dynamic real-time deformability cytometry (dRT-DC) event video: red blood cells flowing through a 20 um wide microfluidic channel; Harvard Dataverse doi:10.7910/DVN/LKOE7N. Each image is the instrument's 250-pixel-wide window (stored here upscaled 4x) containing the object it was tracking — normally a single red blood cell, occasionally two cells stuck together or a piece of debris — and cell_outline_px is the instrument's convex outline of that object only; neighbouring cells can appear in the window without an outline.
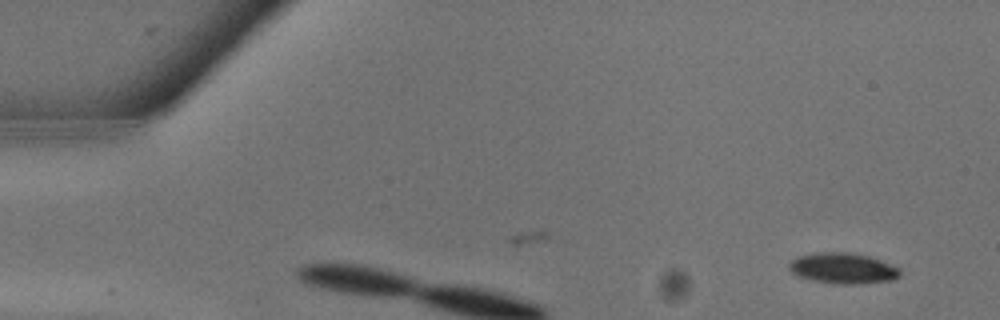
{"species": "common noctule bat (a hibernating species)", "species_latin": "Nyctalus noctula", "temperature_condition": "warm", "stored_images_in_passage": 3, "camera_frame_rate_fps": 3000, "um_per_image_px": 0.085, "animal": {"sex": "male", "body_mass_g": 13.3}, "frame": {"image": 1, "passage_image": 1, "time_ms": 0.0, "image_size_px": [1000, 320], "cell_outline_px": [[900, 276], [892, 280], [856, 284], [840, 284], [812, 280], [800, 276], [792, 272], [788, 268], [788, 264], [796, 256], [816, 252], [848, 252], [868, 256], [880, 260], [900, 268]], "centroid_in_image_um": [71.64, 22.79], "position_along_channel_um": 13.4, "area_um2": 19.83}}